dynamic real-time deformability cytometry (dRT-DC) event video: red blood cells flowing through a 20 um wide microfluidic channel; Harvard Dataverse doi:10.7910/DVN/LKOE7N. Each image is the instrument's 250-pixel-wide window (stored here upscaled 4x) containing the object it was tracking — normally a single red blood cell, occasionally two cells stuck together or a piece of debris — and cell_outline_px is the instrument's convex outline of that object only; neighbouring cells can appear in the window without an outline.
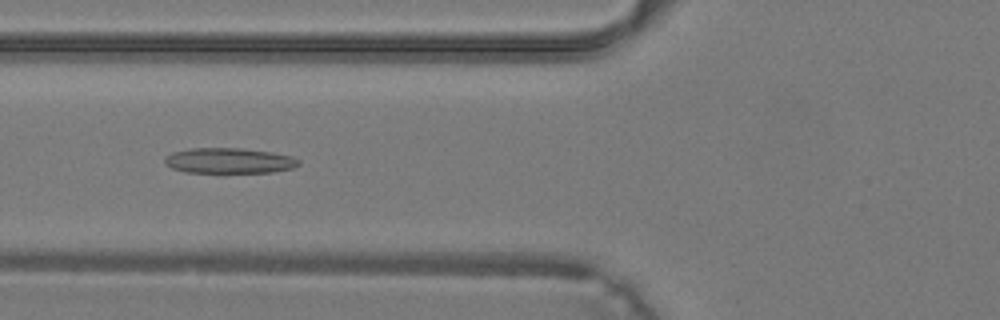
{"species": "common noctule bat (a hibernating species)", "species_latin": "Nyctalus noctula", "temperature_condition": "warm", "stored_images_in_passage": 35, "camera_frame_rate_fps": 3000, "um_per_image_px": 0.085, "animal": {"sex": "male", "body_mass_g": 19.2, "forearm_length_mm": 51.8}, "frame": {"image": 1, "passage_image": 11, "time_ms": 3.333, "image_size_px": [1000, 320], "cell_outline_px": [[300, 164], [292, 168], [272, 172], [184, 172], [172, 168], [164, 164], [164, 156], [172, 152], [192, 148], [240, 148], [272, 152], [292, 156], [300, 160]], "centroid_in_image_um": [19.45, 13.65], "position_along_channel_um": 106.3, "area_um2": 19.88}}
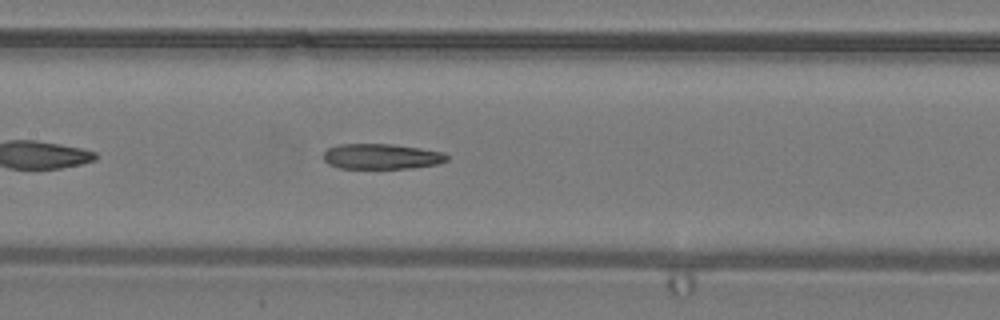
{"frame": {"image": 2, "passage_image": 15, "time_ms": 4.667, "image_size_px": [1000, 320], "cell_outline_px": [[448, 160], [436, 164], [412, 168], [340, 168], [328, 164], [324, 160], [324, 152], [328, 148], [340, 144], [392, 144], [420, 148], [444, 152], [448, 156]], "centroid_in_image_um": [32.43, 13.29], "position_along_channel_um": 175.0, "area_um2": 18.21}}
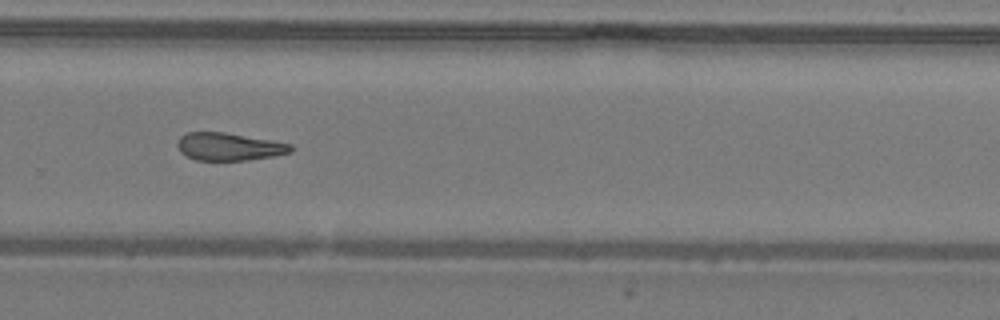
{"frame": {"image": 3, "passage_image": 23, "time_ms": 7.333, "image_size_px": [1000, 320], "cell_outline_px": [[292, 152], [276, 156], [248, 160], [196, 160], [180, 152], [176, 144], [180, 136], [188, 132], [224, 132], [272, 140], [292, 144]], "centroid_in_image_um": [19.48, 12.46], "position_along_channel_um": 310.3, "area_um2": 18.38}}